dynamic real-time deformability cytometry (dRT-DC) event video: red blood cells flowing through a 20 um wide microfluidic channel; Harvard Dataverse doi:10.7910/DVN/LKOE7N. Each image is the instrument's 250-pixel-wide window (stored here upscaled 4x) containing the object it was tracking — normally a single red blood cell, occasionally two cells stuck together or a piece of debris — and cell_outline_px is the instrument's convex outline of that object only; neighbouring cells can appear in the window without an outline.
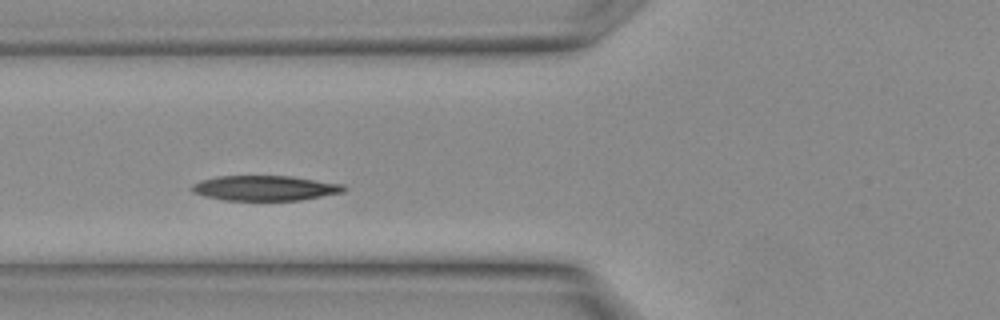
{"species": "Egyptian fruit bat (a non-hibernating species)", "species_latin": "Rousettus aegyptiacus", "temperature_condition": "warm", "stored_images_in_passage": 16, "camera_frame_rate_fps": 3000, "um_per_image_px": 0.085, "animal": {"sex": "female"}, "frame": {"image": 1, "passage_image": 5, "time_ms": 1.333, "image_size_px": [1000, 320], "cell_outline_px": [[348, 188], [344, 192], [300, 200], [224, 200], [204, 196], [192, 192], [192, 184], [200, 180], [216, 176], [292, 176], [344, 184]], "centroid_in_image_um": [22.54, 15.98], "position_along_channel_um": 103.3, "area_um2": 22.31}}
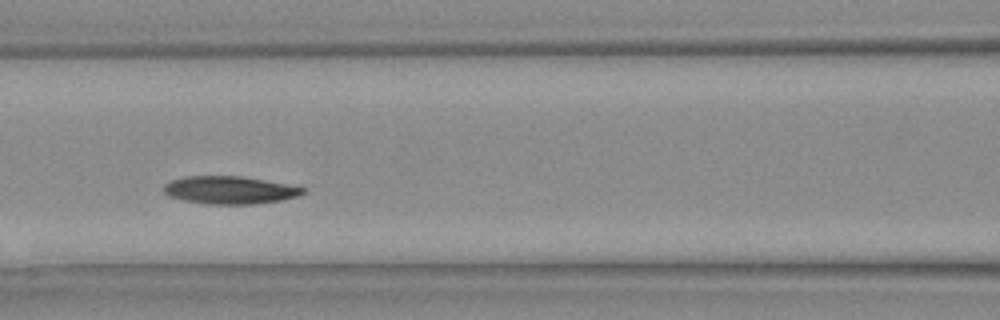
{"frame": {"image": 2, "passage_image": 7, "time_ms": 2.0, "image_size_px": [1000, 320], "cell_outline_px": [[308, 192], [296, 196], [280, 200], [256, 204], [208, 204], [184, 200], [168, 196], [164, 192], [164, 184], [172, 180], [188, 176], [240, 176], [308, 188]], "centroid_in_image_um": [19.54, 16.16], "position_along_channel_um": 147.1, "area_um2": 22.37}}